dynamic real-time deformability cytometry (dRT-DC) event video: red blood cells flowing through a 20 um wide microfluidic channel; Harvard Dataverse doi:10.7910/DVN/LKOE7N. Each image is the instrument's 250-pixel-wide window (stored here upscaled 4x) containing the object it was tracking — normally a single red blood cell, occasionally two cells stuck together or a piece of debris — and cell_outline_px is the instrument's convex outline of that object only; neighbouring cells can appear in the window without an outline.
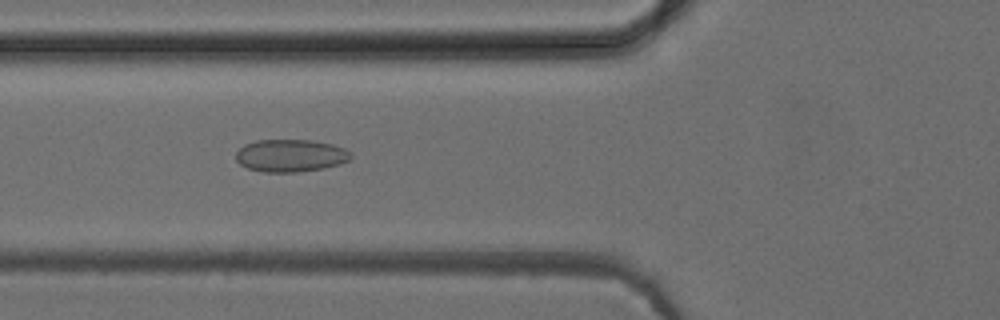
{"species": "common noctule bat (a hibernating species)", "species_latin": "Nyctalus noctula", "temperature_condition": "cold", "stored_images_in_passage": 45, "camera_frame_rate_fps": 3000, "um_per_image_px": 0.085, "animal": {"sex": "female", "body_mass_g": 24.6, "forearm_length_mm": 56.2}, "frame": {"image": 1, "passage_image": 15, "time_ms": 4.667, "image_size_px": [1000, 320], "cell_outline_px": [[352, 156], [348, 160], [340, 164], [324, 168], [296, 172], [264, 172], [248, 168], [240, 164], [236, 160], [236, 152], [244, 144], [256, 140], [312, 140], [332, 144], [344, 148], [352, 152]], "centroid_in_image_um": [24.7, 13.22], "position_along_channel_um": 101.1, "area_um2": 21.85}}
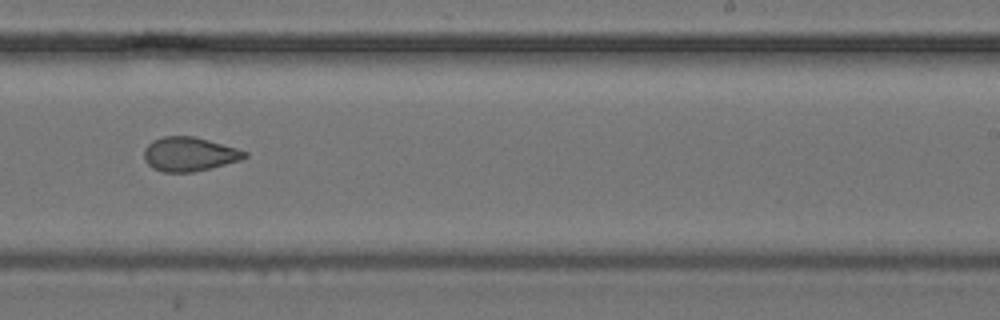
{"frame": {"image": 2, "passage_image": 28, "time_ms": 9.0, "image_size_px": [1000, 320], "cell_outline_px": [[248, 156], [240, 160], [192, 172], [164, 172], [152, 168], [144, 160], [144, 148], [152, 140], [164, 136], [192, 136], [208, 140], [236, 148], [248, 152]], "centroid_in_image_um": [16.05, 13.1], "position_along_channel_um": 272.9, "area_um2": 19.83}}
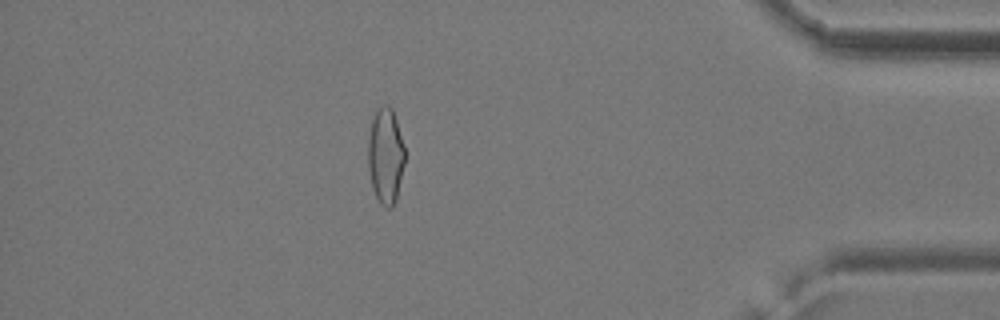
{"frame": {"image": 3, "passage_image": 41, "time_ms": 13.333, "image_size_px": [1000, 320], "cell_outline_px": [[404, 164], [396, 200], [392, 208], [388, 208], [380, 204], [372, 188], [368, 168], [368, 140], [372, 120], [376, 112], [384, 104], [388, 104], [392, 108], [404, 144]], "centroid_in_image_um": [32.77, 13.27], "position_along_channel_um": 402.4, "area_um2": 20.46}}